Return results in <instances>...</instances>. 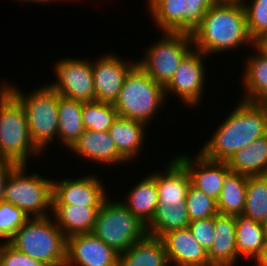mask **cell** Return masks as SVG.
<instances>
[{
  "mask_svg": "<svg viewBox=\"0 0 267 266\" xmlns=\"http://www.w3.org/2000/svg\"><path fill=\"white\" fill-rule=\"evenodd\" d=\"M254 47L267 58V35L261 36L254 41Z\"/></svg>",
  "mask_w": 267,
  "mask_h": 266,
  "instance_id": "cell-39",
  "label": "cell"
},
{
  "mask_svg": "<svg viewBox=\"0 0 267 266\" xmlns=\"http://www.w3.org/2000/svg\"><path fill=\"white\" fill-rule=\"evenodd\" d=\"M227 164L229 169L248 177L267 175V134L236 151Z\"/></svg>",
  "mask_w": 267,
  "mask_h": 266,
  "instance_id": "cell-24",
  "label": "cell"
},
{
  "mask_svg": "<svg viewBox=\"0 0 267 266\" xmlns=\"http://www.w3.org/2000/svg\"><path fill=\"white\" fill-rule=\"evenodd\" d=\"M261 224H262L263 229H264V231H265V233H266V235H267V213H266V215H265L263 221L261 222Z\"/></svg>",
  "mask_w": 267,
  "mask_h": 266,
  "instance_id": "cell-42",
  "label": "cell"
},
{
  "mask_svg": "<svg viewBox=\"0 0 267 266\" xmlns=\"http://www.w3.org/2000/svg\"><path fill=\"white\" fill-rule=\"evenodd\" d=\"M215 238L207 252L211 266H236L239 256L236 250V219L233 215L214 216Z\"/></svg>",
  "mask_w": 267,
  "mask_h": 266,
  "instance_id": "cell-20",
  "label": "cell"
},
{
  "mask_svg": "<svg viewBox=\"0 0 267 266\" xmlns=\"http://www.w3.org/2000/svg\"><path fill=\"white\" fill-rule=\"evenodd\" d=\"M186 208L190 221L206 219L218 214L217 201L191 184L186 196Z\"/></svg>",
  "mask_w": 267,
  "mask_h": 266,
  "instance_id": "cell-33",
  "label": "cell"
},
{
  "mask_svg": "<svg viewBox=\"0 0 267 266\" xmlns=\"http://www.w3.org/2000/svg\"><path fill=\"white\" fill-rule=\"evenodd\" d=\"M30 217L13 204L0 201V239L8 242Z\"/></svg>",
  "mask_w": 267,
  "mask_h": 266,
  "instance_id": "cell-35",
  "label": "cell"
},
{
  "mask_svg": "<svg viewBox=\"0 0 267 266\" xmlns=\"http://www.w3.org/2000/svg\"><path fill=\"white\" fill-rule=\"evenodd\" d=\"M248 176L229 169L223 177V187L217 200L219 214L240 215L244 212Z\"/></svg>",
  "mask_w": 267,
  "mask_h": 266,
  "instance_id": "cell-29",
  "label": "cell"
},
{
  "mask_svg": "<svg viewBox=\"0 0 267 266\" xmlns=\"http://www.w3.org/2000/svg\"><path fill=\"white\" fill-rule=\"evenodd\" d=\"M189 223L186 206L167 205L156 207L155 214L146 227L149 235L161 238L169 231L187 228Z\"/></svg>",
  "mask_w": 267,
  "mask_h": 266,
  "instance_id": "cell-30",
  "label": "cell"
},
{
  "mask_svg": "<svg viewBox=\"0 0 267 266\" xmlns=\"http://www.w3.org/2000/svg\"><path fill=\"white\" fill-rule=\"evenodd\" d=\"M257 266H267V239L265 242V248L263 254L256 262Z\"/></svg>",
  "mask_w": 267,
  "mask_h": 266,
  "instance_id": "cell-40",
  "label": "cell"
},
{
  "mask_svg": "<svg viewBox=\"0 0 267 266\" xmlns=\"http://www.w3.org/2000/svg\"><path fill=\"white\" fill-rule=\"evenodd\" d=\"M267 213V175L249 176L247 180L245 209L242 213L262 222Z\"/></svg>",
  "mask_w": 267,
  "mask_h": 266,
  "instance_id": "cell-31",
  "label": "cell"
},
{
  "mask_svg": "<svg viewBox=\"0 0 267 266\" xmlns=\"http://www.w3.org/2000/svg\"><path fill=\"white\" fill-rule=\"evenodd\" d=\"M57 80L49 84L60 96L81 102L95 101L92 62L63 58L54 66Z\"/></svg>",
  "mask_w": 267,
  "mask_h": 266,
  "instance_id": "cell-11",
  "label": "cell"
},
{
  "mask_svg": "<svg viewBox=\"0 0 267 266\" xmlns=\"http://www.w3.org/2000/svg\"><path fill=\"white\" fill-rule=\"evenodd\" d=\"M4 83L2 86L24 109L34 144L46 151L47 144L58 137V93L49 84L25 94L14 83Z\"/></svg>",
  "mask_w": 267,
  "mask_h": 266,
  "instance_id": "cell-4",
  "label": "cell"
},
{
  "mask_svg": "<svg viewBox=\"0 0 267 266\" xmlns=\"http://www.w3.org/2000/svg\"><path fill=\"white\" fill-rule=\"evenodd\" d=\"M105 190L103 181L93 174L53 180V205L101 206L109 197Z\"/></svg>",
  "mask_w": 267,
  "mask_h": 266,
  "instance_id": "cell-14",
  "label": "cell"
},
{
  "mask_svg": "<svg viewBox=\"0 0 267 266\" xmlns=\"http://www.w3.org/2000/svg\"><path fill=\"white\" fill-rule=\"evenodd\" d=\"M204 53L193 49L181 62L171 80L164 86L165 97L177 95L183 105L193 108L201 104L205 88L206 68Z\"/></svg>",
  "mask_w": 267,
  "mask_h": 266,
  "instance_id": "cell-12",
  "label": "cell"
},
{
  "mask_svg": "<svg viewBox=\"0 0 267 266\" xmlns=\"http://www.w3.org/2000/svg\"><path fill=\"white\" fill-rule=\"evenodd\" d=\"M119 254L95 234L67 238L65 266H117Z\"/></svg>",
  "mask_w": 267,
  "mask_h": 266,
  "instance_id": "cell-15",
  "label": "cell"
},
{
  "mask_svg": "<svg viewBox=\"0 0 267 266\" xmlns=\"http://www.w3.org/2000/svg\"><path fill=\"white\" fill-rule=\"evenodd\" d=\"M16 166L15 163L9 161L0 162V201H3L5 180L9 172Z\"/></svg>",
  "mask_w": 267,
  "mask_h": 266,
  "instance_id": "cell-38",
  "label": "cell"
},
{
  "mask_svg": "<svg viewBox=\"0 0 267 266\" xmlns=\"http://www.w3.org/2000/svg\"><path fill=\"white\" fill-rule=\"evenodd\" d=\"M214 217L190 221L188 228L197 242L208 252L215 238Z\"/></svg>",
  "mask_w": 267,
  "mask_h": 266,
  "instance_id": "cell-37",
  "label": "cell"
},
{
  "mask_svg": "<svg viewBox=\"0 0 267 266\" xmlns=\"http://www.w3.org/2000/svg\"><path fill=\"white\" fill-rule=\"evenodd\" d=\"M83 159L97 164L119 165L126 160L119 154L116 144L110 137L108 131L96 132L84 130L79 139L69 149ZM119 163V164H117Z\"/></svg>",
  "mask_w": 267,
  "mask_h": 266,
  "instance_id": "cell-19",
  "label": "cell"
},
{
  "mask_svg": "<svg viewBox=\"0 0 267 266\" xmlns=\"http://www.w3.org/2000/svg\"><path fill=\"white\" fill-rule=\"evenodd\" d=\"M216 2L243 3V0H216Z\"/></svg>",
  "mask_w": 267,
  "mask_h": 266,
  "instance_id": "cell-43",
  "label": "cell"
},
{
  "mask_svg": "<svg viewBox=\"0 0 267 266\" xmlns=\"http://www.w3.org/2000/svg\"><path fill=\"white\" fill-rule=\"evenodd\" d=\"M165 171L152 172L158 193L157 207L167 205L186 206V196L190 186V176L186 168L174 157Z\"/></svg>",
  "mask_w": 267,
  "mask_h": 266,
  "instance_id": "cell-18",
  "label": "cell"
},
{
  "mask_svg": "<svg viewBox=\"0 0 267 266\" xmlns=\"http://www.w3.org/2000/svg\"><path fill=\"white\" fill-rule=\"evenodd\" d=\"M238 102L198 151L205 158L227 162L236 151L267 134V106L254 101Z\"/></svg>",
  "mask_w": 267,
  "mask_h": 266,
  "instance_id": "cell-1",
  "label": "cell"
},
{
  "mask_svg": "<svg viewBox=\"0 0 267 266\" xmlns=\"http://www.w3.org/2000/svg\"><path fill=\"white\" fill-rule=\"evenodd\" d=\"M216 0H148V8L160 31L191 34Z\"/></svg>",
  "mask_w": 267,
  "mask_h": 266,
  "instance_id": "cell-10",
  "label": "cell"
},
{
  "mask_svg": "<svg viewBox=\"0 0 267 266\" xmlns=\"http://www.w3.org/2000/svg\"><path fill=\"white\" fill-rule=\"evenodd\" d=\"M197 154L196 158L185 153L175 158L186 168L191 185L217 201L223 187L224 174L229 170L228 164L205 158L199 152Z\"/></svg>",
  "mask_w": 267,
  "mask_h": 266,
  "instance_id": "cell-16",
  "label": "cell"
},
{
  "mask_svg": "<svg viewBox=\"0 0 267 266\" xmlns=\"http://www.w3.org/2000/svg\"><path fill=\"white\" fill-rule=\"evenodd\" d=\"M254 49L256 55H249L243 70L245 72L241 75L243 89L246 91L241 100L267 106V58L255 47Z\"/></svg>",
  "mask_w": 267,
  "mask_h": 266,
  "instance_id": "cell-26",
  "label": "cell"
},
{
  "mask_svg": "<svg viewBox=\"0 0 267 266\" xmlns=\"http://www.w3.org/2000/svg\"><path fill=\"white\" fill-rule=\"evenodd\" d=\"M191 35L194 49L206 56L235 50L241 45H252L254 50L243 3L216 2L206 11Z\"/></svg>",
  "mask_w": 267,
  "mask_h": 266,
  "instance_id": "cell-2",
  "label": "cell"
},
{
  "mask_svg": "<svg viewBox=\"0 0 267 266\" xmlns=\"http://www.w3.org/2000/svg\"><path fill=\"white\" fill-rule=\"evenodd\" d=\"M0 266H46L39 260L21 253L9 242L0 243Z\"/></svg>",
  "mask_w": 267,
  "mask_h": 266,
  "instance_id": "cell-36",
  "label": "cell"
},
{
  "mask_svg": "<svg viewBox=\"0 0 267 266\" xmlns=\"http://www.w3.org/2000/svg\"><path fill=\"white\" fill-rule=\"evenodd\" d=\"M250 4V5H249ZM246 12L247 30L250 38L256 41L267 35V0H250L243 3Z\"/></svg>",
  "mask_w": 267,
  "mask_h": 266,
  "instance_id": "cell-34",
  "label": "cell"
},
{
  "mask_svg": "<svg viewBox=\"0 0 267 266\" xmlns=\"http://www.w3.org/2000/svg\"><path fill=\"white\" fill-rule=\"evenodd\" d=\"M19 1H25V2H30V3H42V4L43 3L45 4L47 2H54V1L55 2H60V1L64 2V0H58V1L57 0H19ZM65 1H67V2L68 1H72L73 2V1H76V0H65ZM78 1H80V0H78Z\"/></svg>",
  "mask_w": 267,
  "mask_h": 266,
  "instance_id": "cell-41",
  "label": "cell"
},
{
  "mask_svg": "<svg viewBox=\"0 0 267 266\" xmlns=\"http://www.w3.org/2000/svg\"><path fill=\"white\" fill-rule=\"evenodd\" d=\"M148 125L143 122L118 116L108 133L116 144L119 154L129 163L142 151L146 140L145 130ZM141 150V151H140Z\"/></svg>",
  "mask_w": 267,
  "mask_h": 266,
  "instance_id": "cell-21",
  "label": "cell"
},
{
  "mask_svg": "<svg viewBox=\"0 0 267 266\" xmlns=\"http://www.w3.org/2000/svg\"><path fill=\"white\" fill-rule=\"evenodd\" d=\"M152 45L145 49L144 58L137 64L157 83L165 86L183 59L194 49L192 35L185 32L163 31Z\"/></svg>",
  "mask_w": 267,
  "mask_h": 266,
  "instance_id": "cell-9",
  "label": "cell"
},
{
  "mask_svg": "<svg viewBox=\"0 0 267 266\" xmlns=\"http://www.w3.org/2000/svg\"><path fill=\"white\" fill-rule=\"evenodd\" d=\"M117 266H170L160 237L147 234L119 255Z\"/></svg>",
  "mask_w": 267,
  "mask_h": 266,
  "instance_id": "cell-23",
  "label": "cell"
},
{
  "mask_svg": "<svg viewBox=\"0 0 267 266\" xmlns=\"http://www.w3.org/2000/svg\"><path fill=\"white\" fill-rule=\"evenodd\" d=\"M83 102L58 94V138L68 150L84 132L82 121Z\"/></svg>",
  "mask_w": 267,
  "mask_h": 266,
  "instance_id": "cell-28",
  "label": "cell"
},
{
  "mask_svg": "<svg viewBox=\"0 0 267 266\" xmlns=\"http://www.w3.org/2000/svg\"><path fill=\"white\" fill-rule=\"evenodd\" d=\"M100 206L52 205V220L68 238L77 234L91 233Z\"/></svg>",
  "mask_w": 267,
  "mask_h": 266,
  "instance_id": "cell-22",
  "label": "cell"
},
{
  "mask_svg": "<svg viewBox=\"0 0 267 266\" xmlns=\"http://www.w3.org/2000/svg\"><path fill=\"white\" fill-rule=\"evenodd\" d=\"M127 193L122 203L147 225L155 214L159 198L155 179L148 174Z\"/></svg>",
  "mask_w": 267,
  "mask_h": 266,
  "instance_id": "cell-27",
  "label": "cell"
},
{
  "mask_svg": "<svg viewBox=\"0 0 267 266\" xmlns=\"http://www.w3.org/2000/svg\"><path fill=\"white\" fill-rule=\"evenodd\" d=\"M27 165H16L8 174L3 200L23 210L30 218L52 214L53 178L34 172L26 174ZM50 212V213H48Z\"/></svg>",
  "mask_w": 267,
  "mask_h": 266,
  "instance_id": "cell-7",
  "label": "cell"
},
{
  "mask_svg": "<svg viewBox=\"0 0 267 266\" xmlns=\"http://www.w3.org/2000/svg\"><path fill=\"white\" fill-rule=\"evenodd\" d=\"M51 219L29 218L8 242L46 266H65L67 238Z\"/></svg>",
  "mask_w": 267,
  "mask_h": 266,
  "instance_id": "cell-3",
  "label": "cell"
},
{
  "mask_svg": "<svg viewBox=\"0 0 267 266\" xmlns=\"http://www.w3.org/2000/svg\"><path fill=\"white\" fill-rule=\"evenodd\" d=\"M117 117L118 113L111 103L83 102L82 121L85 130L106 132Z\"/></svg>",
  "mask_w": 267,
  "mask_h": 266,
  "instance_id": "cell-32",
  "label": "cell"
},
{
  "mask_svg": "<svg viewBox=\"0 0 267 266\" xmlns=\"http://www.w3.org/2000/svg\"><path fill=\"white\" fill-rule=\"evenodd\" d=\"M161 238L170 266H211L207 252L188 227L169 231Z\"/></svg>",
  "mask_w": 267,
  "mask_h": 266,
  "instance_id": "cell-17",
  "label": "cell"
},
{
  "mask_svg": "<svg viewBox=\"0 0 267 266\" xmlns=\"http://www.w3.org/2000/svg\"><path fill=\"white\" fill-rule=\"evenodd\" d=\"M42 151L34 144L22 105L0 86V157L16 165H27L30 155Z\"/></svg>",
  "mask_w": 267,
  "mask_h": 266,
  "instance_id": "cell-5",
  "label": "cell"
},
{
  "mask_svg": "<svg viewBox=\"0 0 267 266\" xmlns=\"http://www.w3.org/2000/svg\"><path fill=\"white\" fill-rule=\"evenodd\" d=\"M92 233L117 254L126 252L147 233L146 224L128 210L120 200H104L99 208Z\"/></svg>",
  "mask_w": 267,
  "mask_h": 266,
  "instance_id": "cell-8",
  "label": "cell"
},
{
  "mask_svg": "<svg viewBox=\"0 0 267 266\" xmlns=\"http://www.w3.org/2000/svg\"><path fill=\"white\" fill-rule=\"evenodd\" d=\"M98 59L92 62L95 101L114 104L126 75L137 64V61H125L113 53L102 55Z\"/></svg>",
  "mask_w": 267,
  "mask_h": 266,
  "instance_id": "cell-13",
  "label": "cell"
},
{
  "mask_svg": "<svg viewBox=\"0 0 267 266\" xmlns=\"http://www.w3.org/2000/svg\"><path fill=\"white\" fill-rule=\"evenodd\" d=\"M166 99L164 86L155 82L136 64L126 75L113 105L118 116L147 125L165 104Z\"/></svg>",
  "mask_w": 267,
  "mask_h": 266,
  "instance_id": "cell-6",
  "label": "cell"
},
{
  "mask_svg": "<svg viewBox=\"0 0 267 266\" xmlns=\"http://www.w3.org/2000/svg\"><path fill=\"white\" fill-rule=\"evenodd\" d=\"M236 250L244 259L257 260L263 254L267 235L261 222L243 214L236 215Z\"/></svg>",
  "mask_w": 267,
  "mask_h": 266,
  "instance_id": "cell-25",
  "label": "cell"
}]
</instances>
